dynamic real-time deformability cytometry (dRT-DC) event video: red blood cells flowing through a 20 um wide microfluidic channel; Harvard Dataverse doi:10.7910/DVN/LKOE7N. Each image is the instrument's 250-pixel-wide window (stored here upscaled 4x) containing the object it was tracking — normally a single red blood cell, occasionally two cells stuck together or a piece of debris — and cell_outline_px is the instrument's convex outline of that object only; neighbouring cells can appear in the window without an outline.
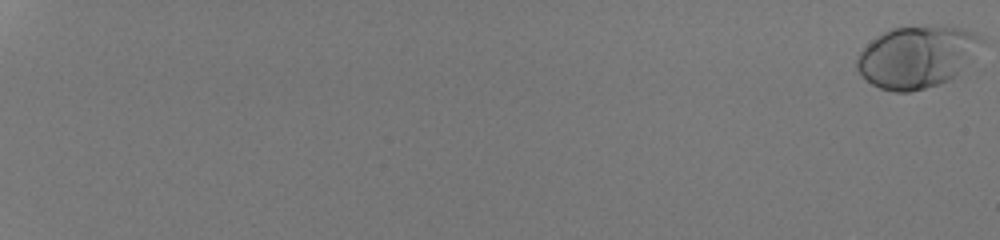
{"species": "human", "species_latin": "Homo sapiens", "temperature_condition": "room temperature", "stored_images_in_passage": 55, "camera_frame_rate_fps": 3000, "um_per_image_px": 0.085, "donor": {"sex": "male"}, "frame": {"image": 1, "passage_image": 1, "time_ms": 0.0, "image_size_px": [1000, 240], "cell_outline_px": [[984, 40], [960, 68], [948, 80], [940, 84], [908, 92], [896, 92], [880, 88], [872, 84], [856, 68], [856, 60], [860, 52], [876, 36], [892, 28], [960, 28], [976, 32]], "centroid_in_image_um": [77.86, 4.85], "position_along_channel_um": 7.1, "area_um2": 43.29}}
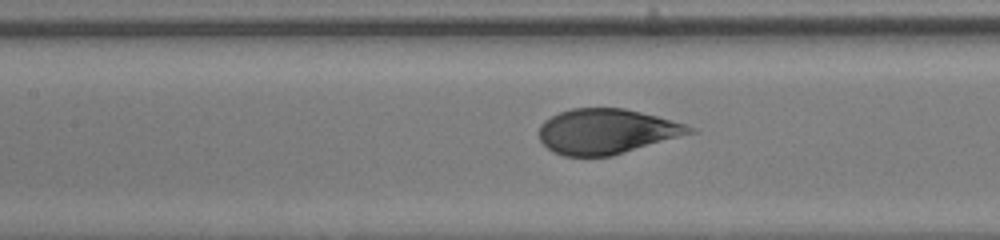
{"frame": {"image": 2, "passage_image": 32, "time_ms": 10.333, "image_size_px": [1000, 240], "cell_outline_px": [[696, 132], [612, 156], [564, 156], [552, 152], [540, 140], [540, 124], [544, 120], [560, 112], [572, 108], [624, 108], [672, 120], [696, 128]], "centroid_in_image_um": [51.55, 11.17], "position_along_channel_um": 155.8, "area_um2": 39.42}}
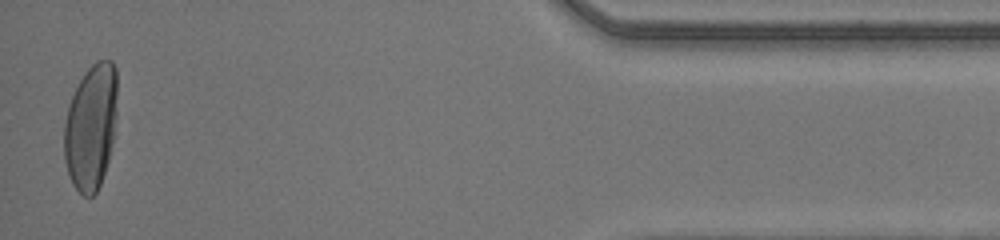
{"frame": {"image": 3, "passage_image": 55, "time_ms": 18.0, "image_size_px": [1000, 240], "cell_outline_px": [[116, 132], [108, 160], [100, 184], [96, 192], [92, 196], [84, 196], [72, 184], [64, 160], [64, 124], [68, 108], [72, 96], [84, 72], [96, 60], [112, 60], [116, 68]], "centroid_in_image_um": [7.74, 10.77], "position_along_channel_um": 427.5, "area_um2": 39.07}, "authors_computed_cell_mechanics": {"area_um2": 40.2288, "velocity_mm_per_s": 4.2222, "shape_relaxation_time_tau1_ms": 6.1993, "shape_relaxation_time_tau2_ms": null, "deformation_change_tau1": 0.2721, "deformation_change_tau2": null}}